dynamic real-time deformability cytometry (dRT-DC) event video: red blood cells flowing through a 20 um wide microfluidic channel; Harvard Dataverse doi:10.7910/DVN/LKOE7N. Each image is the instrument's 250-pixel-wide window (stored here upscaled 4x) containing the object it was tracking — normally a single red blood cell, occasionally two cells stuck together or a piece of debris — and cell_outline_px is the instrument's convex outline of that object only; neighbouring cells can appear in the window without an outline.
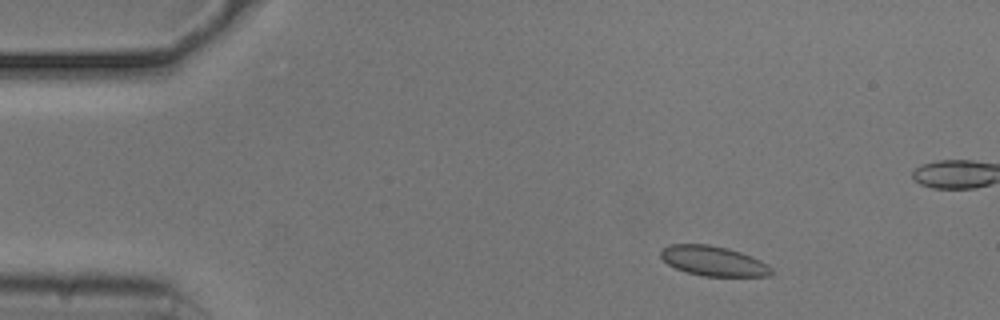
{"species": "common noctule bat (a hibernating species)", "species_latin": "Nyctalus noctula", "temperature_condition": "cold", "stored_images_in_passage": 48, "camera_frame_rate_fps": 3000, "um_per_image_px": 0.085, "animal": {"sex": "male", "body_mass_g": 20.5, "forearm_length_mm": 52.5}, "frame": {"image": 1, "passage_image": 1, "time_ms": 0.0, "image_size_px": [1000, 320], "cell_outline_px": [[772, 272], [768, 276], [704, 276], [688, 272], [676, 268], [668, 264], [660, 256], [660, 252], [664, 248], [672, 244], [708, 244], [728, 248], [740, 252], [760, 260], [768, 264], [772, 268]], "centroid_in_image_um": [60.65, 22.18], "position_along_channel_um": 24.4, "area_um2": 19.07}}
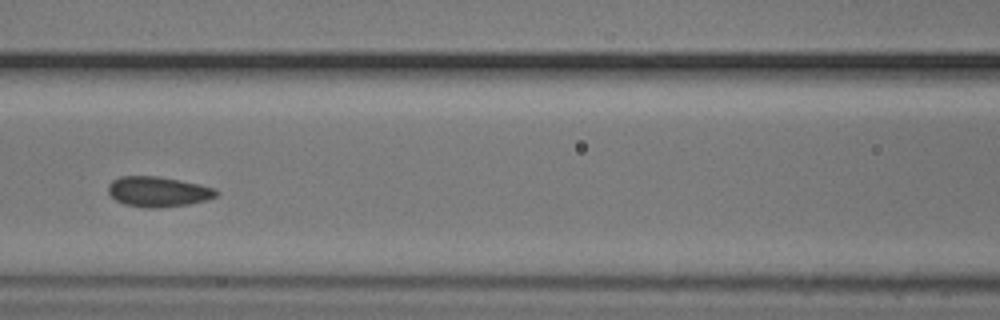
{"frame": {"image": 2, "passage_image": 17, "time_ms": 5.333, "image_size_px": [1000, 320], "cell_outline_px": [[220, 192], [216, 196], [208, 200], [188, 204], [160, 208], [144, 208], [124, 204], [116, 200], [108, 192], [108, 184], [112, 180], [120, 176], [160, 176], [200, 184], [216, 188]], "centroid_in_image_um": [13.46, 16.29], "position_along_channel_um": 153.1, "area_um2": 19.31}}
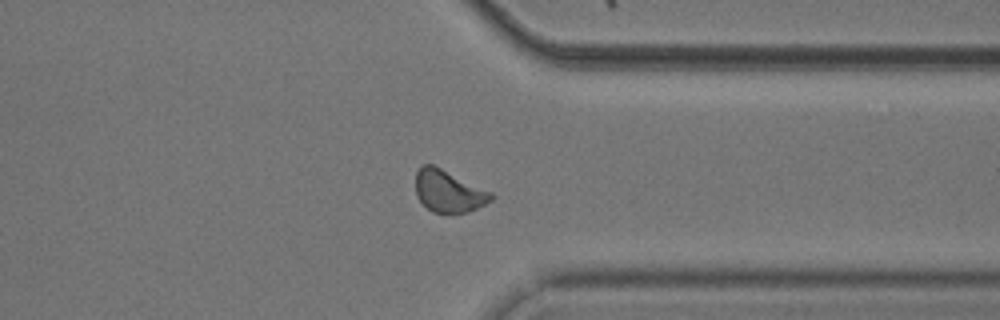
{"frame": {"image": 3, "passage_image": 35, "time_ms": 11.333, "image_size_px": [1000, 320], "cell_outline_px": [[496, 196], [492, 200], [468, 212], [432, 212], [416, 196], [416, 172], [420, 164], [432, 164], [492, 192]], "centroid_in_image_um": [38.12, 16.23], "position_along_channel_um": 373.3, "area_um2": 18.32}, "authors_computed_cell_mechanics": {"area_um2": 18.6405, "velocity_mm_per_s": 3.7141, "shape_relaxation_time_tau1_ms": 6.1063, "shape_relaxation_time_tau2_ms": 8.1371, "deformation_change_tau1": 0.0749, "deformation_change_tau2": 0.0832}}